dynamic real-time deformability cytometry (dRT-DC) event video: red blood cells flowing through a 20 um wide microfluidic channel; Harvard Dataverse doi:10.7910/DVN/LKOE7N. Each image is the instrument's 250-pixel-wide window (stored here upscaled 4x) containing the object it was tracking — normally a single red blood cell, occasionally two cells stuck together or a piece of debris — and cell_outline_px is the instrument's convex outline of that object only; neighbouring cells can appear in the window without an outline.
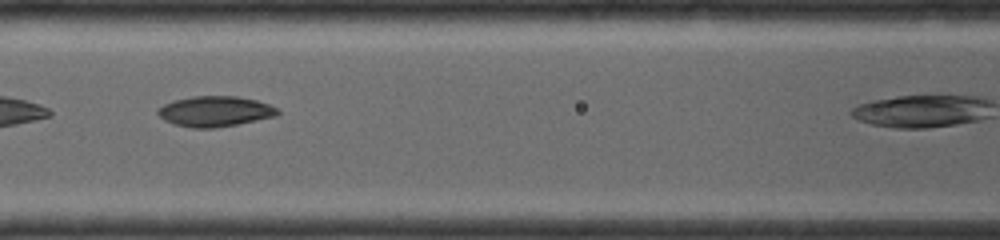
{"species": "common noctule bat (a hibernating species)", "species_latin": "Nyctalus noctula", "temperature_condition": "room temperature", "stored_images_in_passage": 7, "camera_frame_rate_fps": 4000, "um_per_image_px": 0.085, "animal": {"sex": "female", "body_mass_g": 19.0, "forearm_length_mm": 56.7}, "frame": {"image": 1, "passage_image": 5, "time_ms": 2.25, "image_size_px": [1000, 240], "cell_outline_px": [[280, 112], [276, 116], [236, 124], [212, 128], [192, 128], [176, 124], [164, 120], [156, 112], [164, 104], [172, 100], [192, 96], [240, 96], [256, 100], [280, 108]], "centroid_in_image_um": [18.29, 9.45], "position_along_channel_um": 148.3, "area_um2": 21.21}}